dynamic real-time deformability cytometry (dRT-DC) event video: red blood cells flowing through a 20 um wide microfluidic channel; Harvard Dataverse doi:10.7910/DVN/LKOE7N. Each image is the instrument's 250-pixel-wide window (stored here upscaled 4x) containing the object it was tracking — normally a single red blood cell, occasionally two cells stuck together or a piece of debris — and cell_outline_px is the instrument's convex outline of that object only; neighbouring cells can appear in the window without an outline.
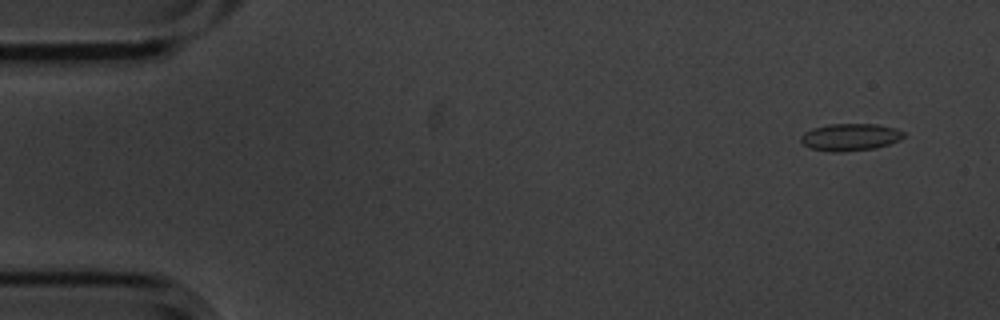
{"species": "common noctule bat (a hibernating species)", "species_latin": "Nyctalus noctula", "temperature_condition": "cold", "stored_images_in_passage": 2, "segment_of_instrument_passage": [2, 2], "camera_frame_rate_fps": 3000, "um_per_image_px": 0.085, "animal": {"sex": "male", "body_mass_g": 20.1, "forearm_length_mm": 53.5}, "frame": {"image": 1, "passage_image": 2, "time_ms": 0.333, "image_size_px": [1000, 320], "cell_outline_px": [[904, 136], [900, 140], [876, 148], [844, 152], [832, 152], [808, 148], [800, 140], [800, 136], [804, 132], [812, 128], [828, 124], [876, 124], [896, 128], [904, 132]], "centroid_in_image_um": [72.25, 11.66], "position_along_channel_um": 12.8, "area_um2": 16.47}}